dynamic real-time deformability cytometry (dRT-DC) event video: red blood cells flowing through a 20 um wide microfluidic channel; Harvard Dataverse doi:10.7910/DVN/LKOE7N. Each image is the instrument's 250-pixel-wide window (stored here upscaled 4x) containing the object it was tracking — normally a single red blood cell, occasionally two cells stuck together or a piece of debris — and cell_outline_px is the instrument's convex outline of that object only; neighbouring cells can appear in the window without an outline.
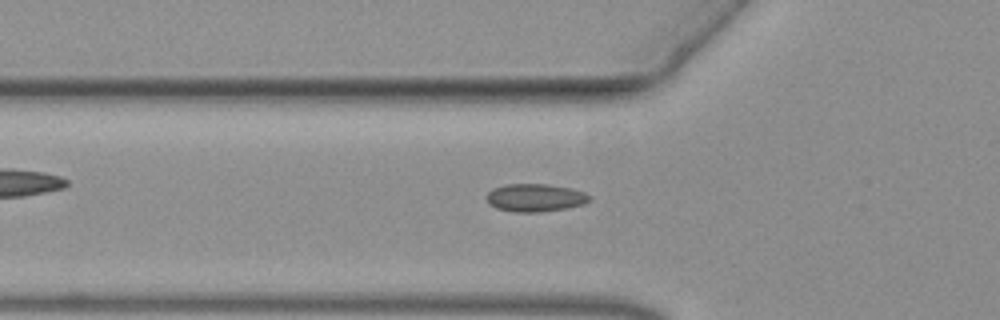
{"species": "common noctule bat (a hibernating species)", "species_latin": "Nyctalus noctula", "temperature_condition": "warm", "stored_images_in_passage": 43, "camera_frame_rate_fps": 3000, "um_per_image_px": 0.085, "animal": {"sex": "female", "body_mass_g": 19.3, "forearm_length_mm": 54.1}, "frame": {"image": 1, "passage_image": 5, "time_ms": 1.333, "image_size_px": [1000, 320], "cell_outline_px": [[592, 200], [584, 204], [568, 208], [536, 212], [512, 212], [496, 208], [488, 204], [484, 196], [492, 188], [508, 184], [548, 184], [572, 188], [584, 192], [592, 196]], "centroid_in_image_um": [45.49, 16.8], "position_along_channel_um": 80.3, "area_um2": 17.05}}
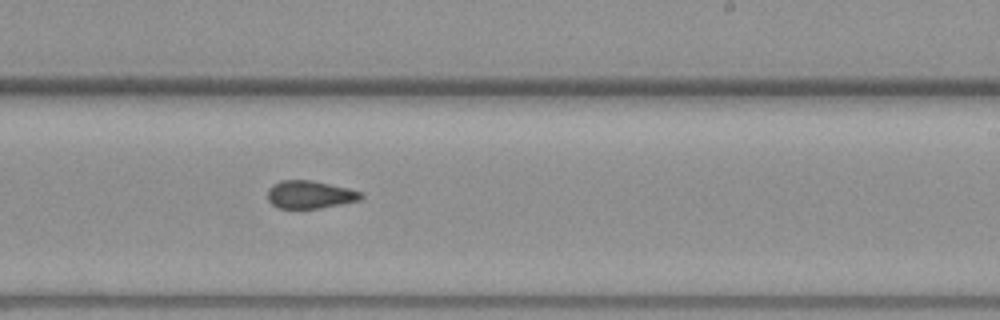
{"frame": {"image": 2, "passage_image": 20, "time_ms": 6.333, "image_size_px": [1000, 320], "cell_outline_px": [[364, 196], [360, 200], [320, 208], [276, 208], [268, 200], [268, 188], [272, 184], [280, 180], [312, 180], [348, 188], [360, 192]], "centroid_in_image_um": [26.31, 16.53], "position_along_channel_um": 262.7, "area_um2": 15.14}}
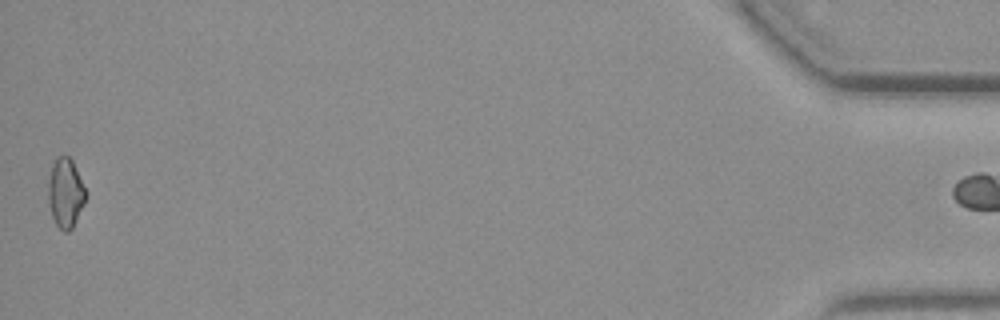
{"frame": {"image": 3, "passage_image": 42, "time_ms": 13.667, "image_size_px": [1000, 320], "cell_outline_px": [[88, 192], [84, 204], [72, 228], [68, 232], [64, 232], [56, 224], [52, 216], [48, 204], [48, 180], [52, 164], [56, 156], [68, 156], [72, 160]], "centroid_in_image_um": [5.57, 16.39], "position_along_channel_um": 429.6, "area_um2": 15.37}}